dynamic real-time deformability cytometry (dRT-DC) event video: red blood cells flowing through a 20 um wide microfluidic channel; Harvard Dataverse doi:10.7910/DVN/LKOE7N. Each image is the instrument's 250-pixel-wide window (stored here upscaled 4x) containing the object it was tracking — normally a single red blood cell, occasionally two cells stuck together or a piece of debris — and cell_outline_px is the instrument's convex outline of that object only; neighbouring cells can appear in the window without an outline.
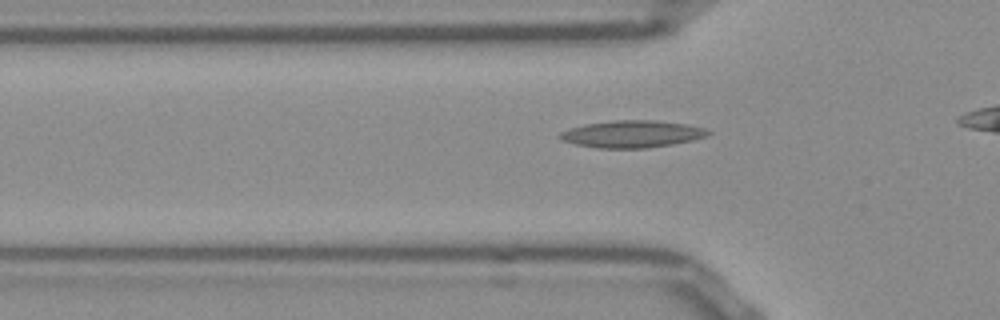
{"species": "Egyptian fruit bat (a non-hibernating species)", "species_latin": "Rousettus aegyptiacus", "temperature_condition": "room temperature", "stored_images_in_passage": 35, "camera_frame_rate_fps": 3000, "um_per_image_px": 0.085, "frame": {"image": 1, "passage_image": 7, "time_ms": 2.0, "image_size_px": [1000, 320], "cell_outline_px": [[712, 132], [708, 136], [692, 140], [672, 144], [648, 148], [596, 148], [576, 144], [564, 140], [556, 136], [560, 132], [568, 128], [584, 124], [612, 120], [656, 120], [688, 124], [704, 128]], "centroid_in_image_um": [53.72, 11.38], "position_along_channel_um": 72.1, "area_um2": 23.58}}
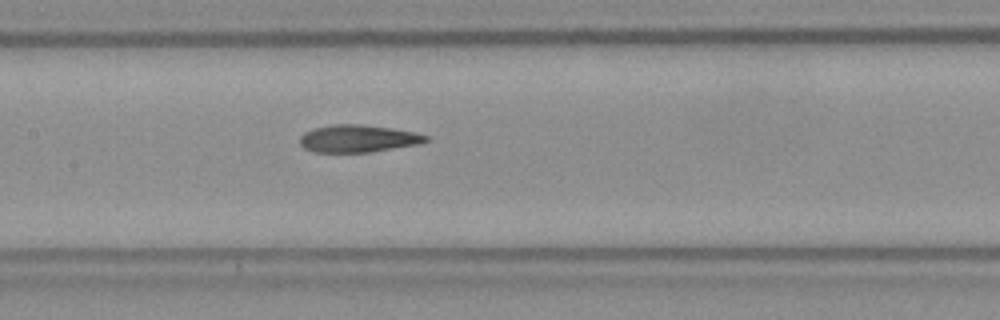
{"frame": {"image": 2, "passage_image": 15, "time_ms": 4.667, "image_size_px": [1000, 320], "cell_outline_px": [[432, 140], [416, 144], [372, 152], [312, 152], [304, 148], [300, 144], [300, 136], [304, 132], [312, 128], [332, 124], [360, 124], [392, 128], [416, 132], [428, 136]], "centroid_in_image_um": [30.42, 11.77], "position_along_channel_um": 177.0, "area_um2": 20.29}}
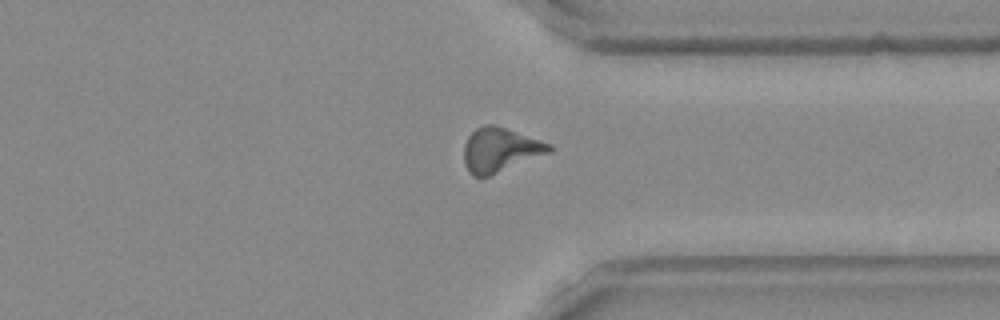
{"frame": {"image": 3, "passage_image": 30, "time_ms": 9.667, "image_size_px": [1000, 320], "cell_outline_px": [[556, 148], [552, 152], [488, 176], [472, 176], [468, 172], [464, 164], [464, 144], [468, 136], [476, 128], [484, 124], [492, 124], [552, 144]], "centroid_in_image_um": [42.51, 12.74], "position_along_channel_um": 368.9, "area_um2": 21.96}, "authors_computed_cell_mechanics": {"area_um2": 20.9236, "velocity_mm_per_s": 3.8834, "shape_relaxation_time_tau1_ms": null, "shape_relaxation_time_tau2_ms": 2.3845, "deformation_change_tau1": null, "deformation_change_tau2": 0.1197}}